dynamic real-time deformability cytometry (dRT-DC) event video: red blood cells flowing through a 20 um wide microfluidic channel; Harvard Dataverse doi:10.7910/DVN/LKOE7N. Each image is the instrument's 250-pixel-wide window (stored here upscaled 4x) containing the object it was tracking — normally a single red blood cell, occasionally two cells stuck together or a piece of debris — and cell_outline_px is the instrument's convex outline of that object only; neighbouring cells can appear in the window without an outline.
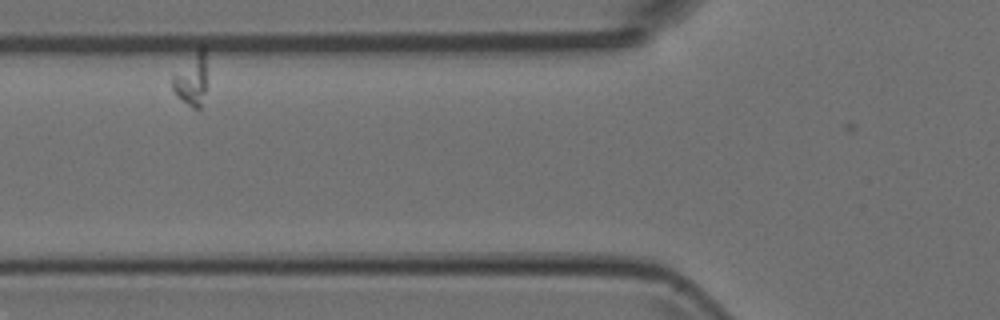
{"species": "Egyptian fruit bat (a non-hibernating species)", "species_latin": "Rousettus aegyptiacus", "temperature_condition": "room temperature", "stored_images_in_passage": 4, "camera_frame_rate_fps": 3000, "um_per_image_px": 0.085, "animal": {"sex": "female"}, "frame": {"image": 1, "passage_image": 2, "time_ms": 0.333, "image_size_px": [1000, 320], "cell_outline_px": [[204, 92], [200, 108], [192, 108], [176, 96], [172, 88], [172, 76], [200, 44], [204, 44]], "centroid_in_image_um": [16.23, 6.73], "position_along_channel_um": 109.6, "area_um2": 10.17}}
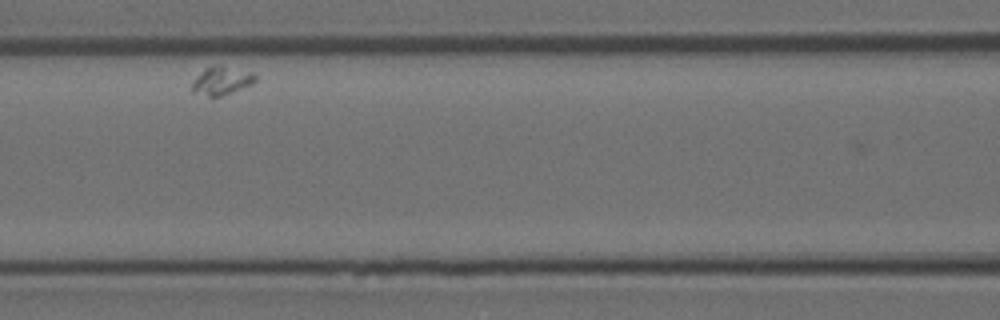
{"frame": {"image": 2, "passage_image": 3, "time_ms": 0.667, "image_size_px": [1000, 320], "cell_outline_px": [[256, 80], [252, 84], [232, 92], [220, 96], [208, 96], [192, 88], [192, 84], [204, 68], [216, 64], [220, 64], [252, 72], [256, 76]], "centroid_in_image_um": [18.9, 6.81], "position_along_channel_um": 147.7, "area_um2": 10.17}}